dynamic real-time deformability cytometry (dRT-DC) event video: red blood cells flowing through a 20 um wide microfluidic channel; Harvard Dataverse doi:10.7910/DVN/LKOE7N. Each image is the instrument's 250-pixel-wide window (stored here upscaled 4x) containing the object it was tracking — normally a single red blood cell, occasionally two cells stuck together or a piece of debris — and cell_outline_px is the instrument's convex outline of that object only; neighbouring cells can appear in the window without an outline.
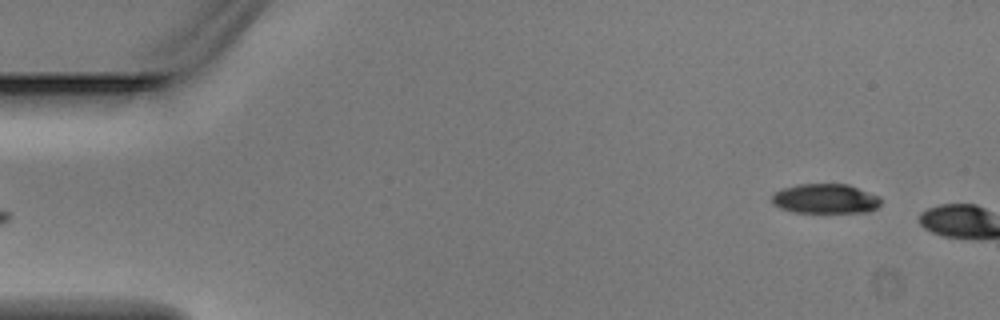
{"species": "Egyptian fruit bat (a non-hibernating species)", "species_latin": "Rousettus aegyptiacus", "temperature_condition": "warm", "stored_images_in_passage": 3, "segment_of_instrument_passage": [2, 2], "camera_frame_rate_fps": 3000, "um_per_image_px": 0.085, "animal": {"sex": "male"}, "frame": {"image": 1, "passage_image": 3, "time_ms": 0.667, "image_size_px": [1000, 320], "cell_outline_px": [[880, 204], [876, 208], [868, 212], [792, 212], [780, 208], [772, 204], [772, 192], [780, 188], [796, 184], [848, 184], [880, 196]], "centroid_in_image_um": [70.11, 16.88], "position_along_channel_um": 14.9, "area_um2": 19.07}}